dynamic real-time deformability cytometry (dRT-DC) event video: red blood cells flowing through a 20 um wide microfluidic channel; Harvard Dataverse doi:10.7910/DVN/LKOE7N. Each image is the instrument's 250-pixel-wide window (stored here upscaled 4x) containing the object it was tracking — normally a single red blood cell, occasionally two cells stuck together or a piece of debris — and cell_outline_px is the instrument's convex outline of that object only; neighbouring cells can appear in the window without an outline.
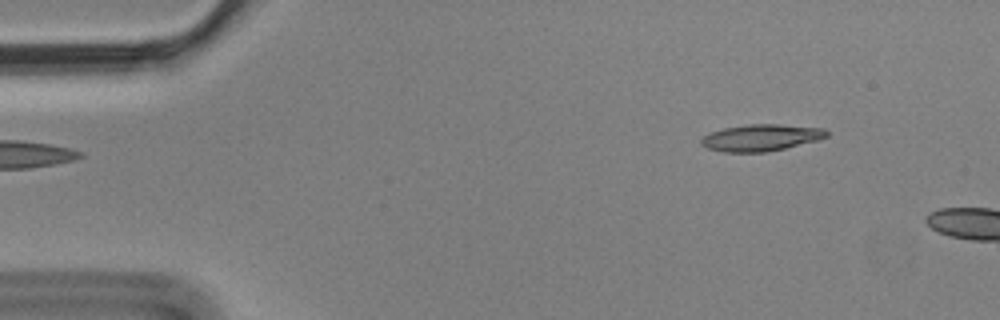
{"species": "Egyptian fruit bat (a non-hibernating species)", "species_latin": "Rousettus aegyptiacus", "temperature_condition": "cold", "stored_images_in_passage": 3, "camera_frame_rate_fps": 3000, "um_per_image_px": 0.085, "animal": {"sex": "male"}, "frame": {"image": 1, "passage_image": 2, "time_ms": 0.333, "image_size_px": [1000, 320], "cell_outline_px": [[828, 136], [816, 140], [784, 148], [764, 152], [724, 152], [708, 148], [700, 144], [700, 140], [704, 136], [712, 132], [724, 128], [748, 124], [780, 124], [824, 128], [828, 132]], "centroid_in_image_um": [64.68, 11.69], "position_along_channel_um": 20.3, "area_um2": 19.31}}